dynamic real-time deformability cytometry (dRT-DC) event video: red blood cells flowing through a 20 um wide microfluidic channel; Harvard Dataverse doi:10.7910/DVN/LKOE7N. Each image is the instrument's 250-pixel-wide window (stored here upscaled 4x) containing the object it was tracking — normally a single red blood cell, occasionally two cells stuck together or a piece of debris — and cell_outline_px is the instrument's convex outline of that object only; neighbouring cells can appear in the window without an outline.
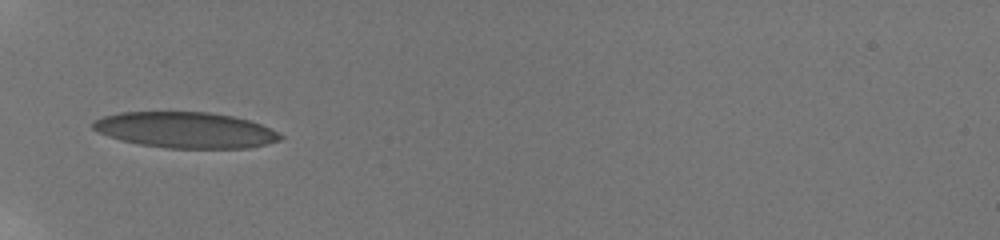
{"species": "human", "species_latin": "Homo sapiens", "temperature_condition": "room temperature", "stored_images_in_passage": 2, "camera_frame_rate_fps": 3000, "um_per_image_px": 0.085, "donor": {"sex": "male"}, "frame": {"image": 1, "passage_image": 1, "time_ms": 0.0, "image_size_px": [1000, 240], "cell_outline_px": [[284, 136], [280, 140], [268, 144], [248, 148], [168, 148], [140, 144], [120, 140], [96, 132], [92, 128], [92, 124], [96, 120], [104, 116], [120, 112], [208, 112], [232, 116], [248, 120], [260, 124]], "centroid_in_image_um": [15.75, 11.05], "position_along_channel_um": 69.2, "area_um2": 39.07}}